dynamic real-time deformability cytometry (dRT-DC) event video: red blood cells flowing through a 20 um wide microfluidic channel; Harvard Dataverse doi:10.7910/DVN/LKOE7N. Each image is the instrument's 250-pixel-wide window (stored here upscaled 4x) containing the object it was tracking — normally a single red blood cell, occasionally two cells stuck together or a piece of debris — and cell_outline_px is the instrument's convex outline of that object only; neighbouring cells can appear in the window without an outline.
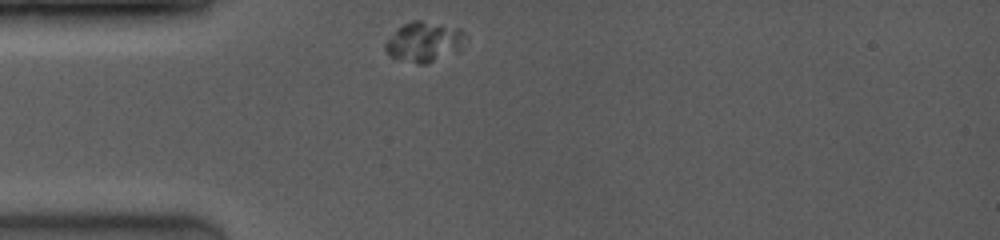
{"species": "common noctule bat (a hibernating species)", "species_latin": "Nyctalus noctula", "temperature_condition": "room temperature", "stored_images_in_passage": 7, "camera_frame_rate_fps": 4000, "um_per_image_px": 0.085, "animal": {"sex": "female", "body_mass_g": 19.0, "forearm_length_mm": 53.3}, "frame": {"image": 1, "passage_image": 1, "time_ms": 0.0, "image_size_px": [1000, 240], "cell_outline_px": [[464, 36], [460, 52], [428, 64], [416, 64], [392, 56], [384, 48], [384, 44], [404, 24], [412, 20], [420, 20], [456, 28], [464, 32]], "centroid_in_image_um": [36.09, 3.59], "position_along_channel_um": 48.9, "area_um2": 18.32}}
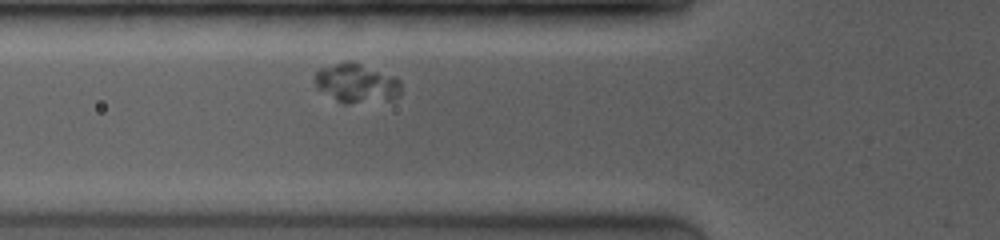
{"frame": {"image": 2, "passage_image": 5, "time_ms": 1.0, "image_size_px": [1000, 240], "cell_outline_px": [[400, 96], [396, 100], [348, 104], [344, 104], [336, 100], [320, 88], [316, 84], [316, 72], [320, 68], [336, 64], [356, 64], [392, 76], [400, 84]], "centroid_in_image_um": [30.35, 7.15], "position_along_channel_um": 95.5, "area_um2": 18.73}}